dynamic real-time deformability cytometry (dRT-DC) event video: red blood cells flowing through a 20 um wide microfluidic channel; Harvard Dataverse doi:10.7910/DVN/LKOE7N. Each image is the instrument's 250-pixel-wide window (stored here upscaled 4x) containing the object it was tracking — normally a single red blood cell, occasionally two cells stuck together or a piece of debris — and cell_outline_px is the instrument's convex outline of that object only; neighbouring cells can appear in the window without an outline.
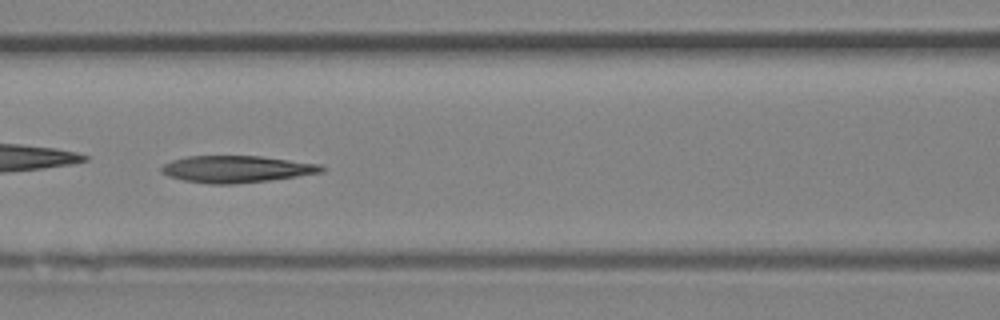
{"species": "Egyptian fruit bat (a non-hibernating species)", "species_latin": "Rousettus aegyptiacus", "temperature_condition": "room temperature", "stored_images_in_passage": 33, "camera_frame_rate_fps": 3000, "um_per_image_px": 0.085, "animal": {"sex": "female"}, "frame": {"image": 1, "passage_image": 10, "time_ms": 3.0, "image_size_px": [1000, 320], "cell_outline_px": [[324, 172], [268, 180], [232, 184], [212, 184], [180, 180], [168, 176], [160, 172], [160, 168], [164, 164], [172, 160], [188, 156], [260, 156], [320, 164], [324, 168]], "centroid_in_image_um": [20.05, 14.37], "position_along_channel_um": 146.5, "area_um2": 24.97}}
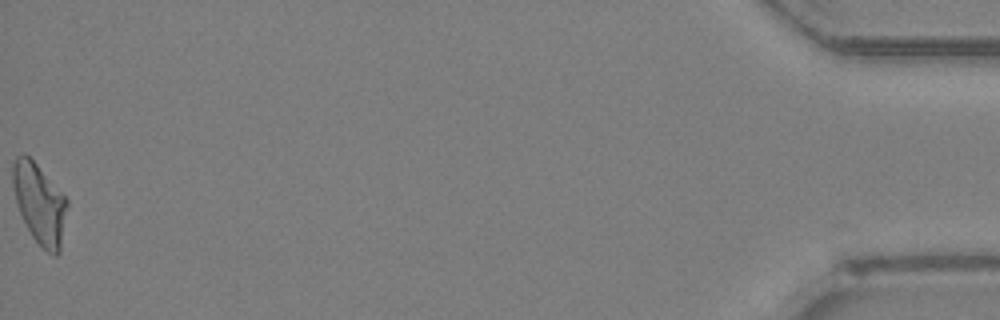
{"frame": {"image": 2, "passage_image": 33, "time_ms": 10.667, "image_size_px": [1000, 320], "cell_outline_px": [[68, 204], [60, 252], [56, 256], [48, 252], [32, 236], [16, 204], [12, 184], [12, 164], [16, 156], [24, 152], [36, 164], [68, 200]], "centroid_in_image_um": [3.35, 17.29], "position_along_channel_um": 431.9, "area_um2": 25.14}}